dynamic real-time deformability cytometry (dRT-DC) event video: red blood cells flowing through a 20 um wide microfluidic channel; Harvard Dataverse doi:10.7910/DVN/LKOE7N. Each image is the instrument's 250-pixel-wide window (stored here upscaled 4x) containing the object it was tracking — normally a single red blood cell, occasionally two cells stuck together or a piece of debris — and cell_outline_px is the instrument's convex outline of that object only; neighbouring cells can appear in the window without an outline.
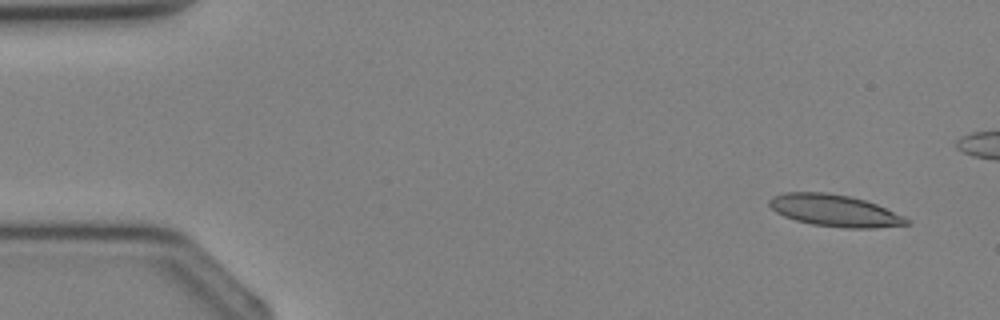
{"species": "Egyptian fruit bat (a non-hibernating species)", "species_latin": "Rousettus aegyptiacus", "temperature_condition": "cold", "stored_images_in_passage": 2, "segment_of_instrument_passage": [2, 2], "camera_frame_rate_fps": 3000, "um_per_image_px": 0.085, "animal": {"sex": "female"}, "frame": {"image": 1, "passage_image": 2, "time_ms": 2.0, "image_size_px": [1000, 320], "cell_outline_px": [[912, 220], [908, 224], [876, 228], [844, 228], [812, 224], [796, 220], [784, 216], [776, 212], [768, 204], [768, 200], [772, 196], [784, 192], [828, 192], [852, 196], [876, 204], [904, 216]], "centroid_in_image_um": [70.94, 17.89], "position_along_channel_um": 14.1, "area_um2": 25.61}}